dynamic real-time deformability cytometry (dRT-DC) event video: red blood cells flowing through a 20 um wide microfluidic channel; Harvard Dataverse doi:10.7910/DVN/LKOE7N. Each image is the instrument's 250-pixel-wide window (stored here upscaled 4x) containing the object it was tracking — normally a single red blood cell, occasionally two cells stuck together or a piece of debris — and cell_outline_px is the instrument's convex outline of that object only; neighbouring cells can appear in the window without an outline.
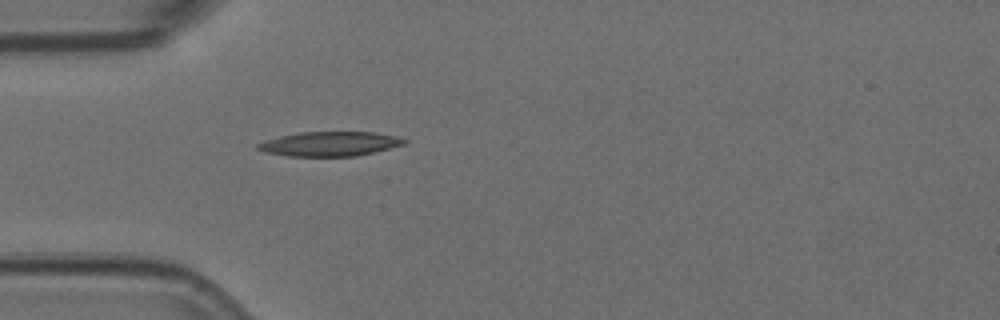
{"species": "Egyptian fruit bat (a non-hibernating species)", "species_latin": "Rousettus aegyptiacus", "temperature_condition": "room temperature", "stored_images_in_passage": 4, "camera_frame_rate_fps": 3000, "um_per_image_px": 0.085, "animal": {"sex": "female"}, "frame": {"image": 1, "passage_image": 4, "time_ms": 1.0, "image_size_px": [1000, 320], "cell_outline_px": [[408, 144], [356, 156], [288, 156], [264, 152], [256, 148], [256, 144], [280, 136], [300, 132], [376, 132], [396, 136], [408, 140]], "centroid_in_image_um": [28.08, 12.23], "position_along_channel_um": 56.9, "area_um2": 20.92}}